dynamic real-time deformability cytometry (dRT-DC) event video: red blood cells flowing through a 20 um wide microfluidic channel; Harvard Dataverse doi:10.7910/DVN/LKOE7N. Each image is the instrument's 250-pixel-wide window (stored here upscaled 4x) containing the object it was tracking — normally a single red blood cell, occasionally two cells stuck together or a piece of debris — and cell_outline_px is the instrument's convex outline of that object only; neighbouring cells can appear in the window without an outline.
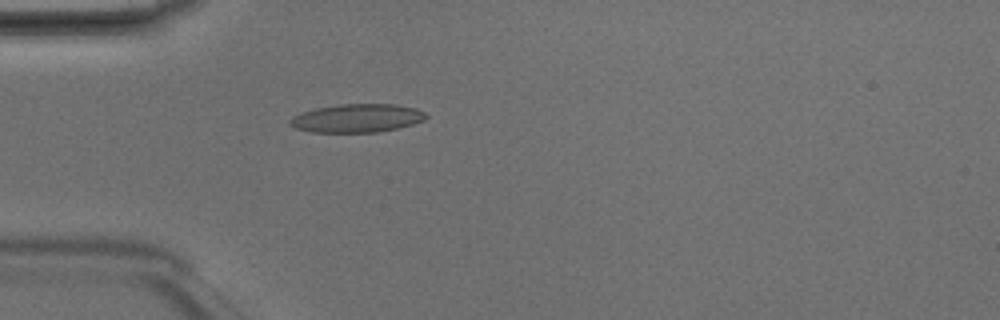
{"species": "Egyptian fruit bat (a non-hibernating species)", "species_latin": "Rousettus aegyptiacus", "temperature_condition": "room temperature", "stored_images_in_passage": 48, "camera_frame_rate_fps": 3000, "um_per_image_px": 0.085, "animal": {"sex": "male"}, "frame": {"image": 1, "passage_image": 14, "time_ms": 4.333, "image_size_px": [1000, 320], "cell_outline_px": [[428, 116], [424, 120], [412, 124], [380, 132], [312, 132], [296, 128], [288, 124], [288, 120], [292, 116], [300, 112], [316, 108], [340, 104], [396, 104], [416, 108], [424, 112]], "centroid_in_image_um": [30.32, 10.04], "position_along_channel_um": 54.7, "area_um2": 22.6}}
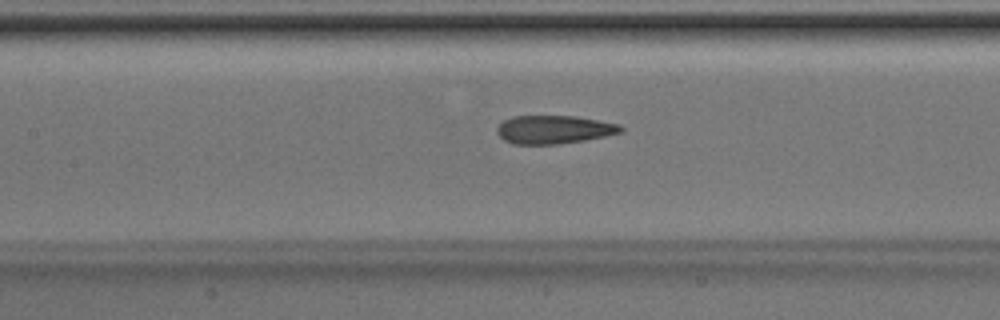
{"frame": {"image": 2, "passage_image": 22, "time_ms": 7.0, "image_size_px": [1000, 320], "cell_outline_px": [[624, 128], [620, 132], [604, 136], [584, 140], [556, 144], [512, 144], [504, 140], [496, 132], [496, 128], [504, 120], [512, 116], [576, 116], [620, 124]], "centroid_in_image_um": [47.06, 11.01], "position_along_channel_um": 160.3, "area_um2": 20.35}}
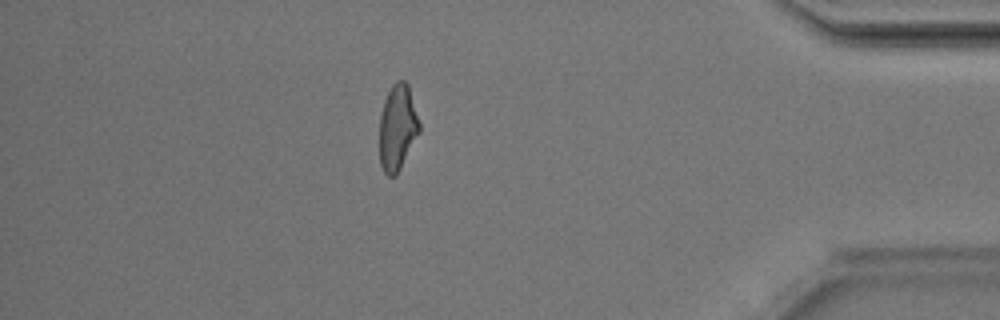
{"frame": {"image": 3, "passage_image": 42, "time_ms": 13.667, "image_size_px": [1000, 320], "cell_outline_px": [[420, 132], [396, 176], [388, 176], [384, 172], [380, 164], [380, 116], [384, 100], [392, 84], [396, 80], [404, 80], [408, 84], [420, 124]], "centroid_in_image_um": [33.79, 10.84], "position_along_channel_um": 401.4, "area_um2": 19.94}, "authors_computed_cell_mechanics": {"area_um2": 20.8369, "velocity_mm_per_s": 4.1986, "shape_relaxation_time_tau1_ms": 6.0779, "shape_relaxation_time_tau2_ms": 1.6829, "deformation_change_tau1": 0.21, "deformation_change_tau2": 0.1179}}